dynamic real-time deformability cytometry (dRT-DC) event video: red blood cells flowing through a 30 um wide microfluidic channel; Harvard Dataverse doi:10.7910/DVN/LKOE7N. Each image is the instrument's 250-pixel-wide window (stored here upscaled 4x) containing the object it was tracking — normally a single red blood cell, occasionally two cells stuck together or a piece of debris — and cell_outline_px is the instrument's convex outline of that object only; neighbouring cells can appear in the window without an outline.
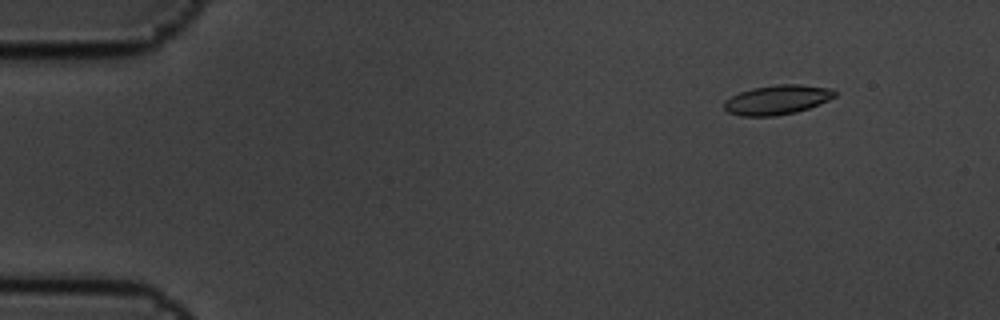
{"species": "common noctule bat (a hibernating species)", "species_latin": "Nyctalus noctula", "temperature_condition": "cold", "stored_images_in_passage": 7, "camera_frame_rate_fps": 3000, "um_per_image_px": 0.085, "animal": {"sex": "male", "body_mass_g": 19.5, "forearm_length_mm": 54.6}, "frame": {"image": 1, "passage_image": 1, "time_ms": 0.0, "image_size_px": [1000, 320], "cell_outline_px": [[836, 96], [820, 104], [796, 112], [776, 116], [740, 116], [728, 112], [724, 108], [724, 100], [740, 92], [752, 88], [776, 84], [800, 84], [832, 88], [836, 92]], "centroid_in_image_um": [66.07, 8.48], "position_along_channel_um": 18.9, "area_um2": 19.13}}
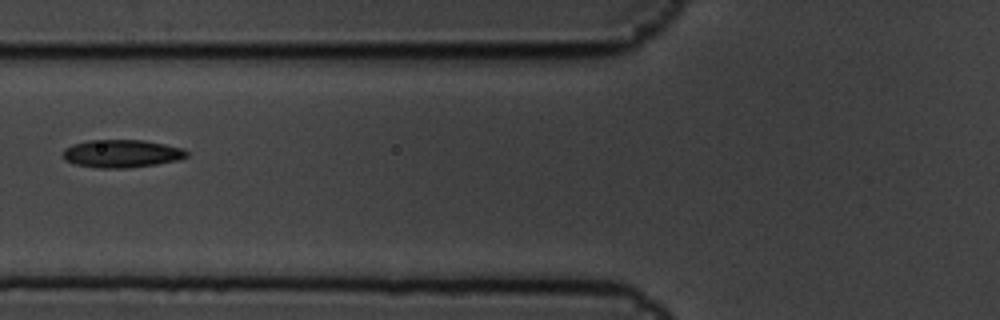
{"frame": {"image": 2, "passage_image": 6, "time_ms": 1.667, "image_size_px": [1000, 320], "cell_outline_px": [[188, 156], [180, 160], [156, 164], [128, 168], [100, 168], [76, 164], [64, 160], [64, 148], [72, 144], [88, 140], [144, 140], [184, 148], [188, 152]], "centroid_in_image_um": [10.37, 13.05], "position_along_channel_um": 115.4, "area_um2": 20.17}}
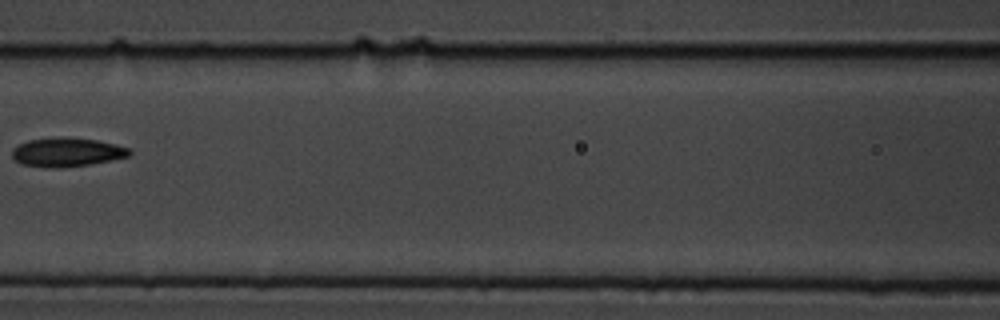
{"frame": {"image": 3, "passage_image": 7, "time_ms": 2.0, "image_size_px": [1000, 320], "cell_outline_px": [[132, 152], [128, 156], [112, 160], [64, 168], [48, 168], [20, 164], [12, 156], [12, 148], [28, 140], [64, 136], [68, 136], [96, 140], [116, 144], [128, 148]], "centroid_in_image_um": [5.66, 12.93], "position_along_channel_um": 160.9, "area_um2": 19.94}}